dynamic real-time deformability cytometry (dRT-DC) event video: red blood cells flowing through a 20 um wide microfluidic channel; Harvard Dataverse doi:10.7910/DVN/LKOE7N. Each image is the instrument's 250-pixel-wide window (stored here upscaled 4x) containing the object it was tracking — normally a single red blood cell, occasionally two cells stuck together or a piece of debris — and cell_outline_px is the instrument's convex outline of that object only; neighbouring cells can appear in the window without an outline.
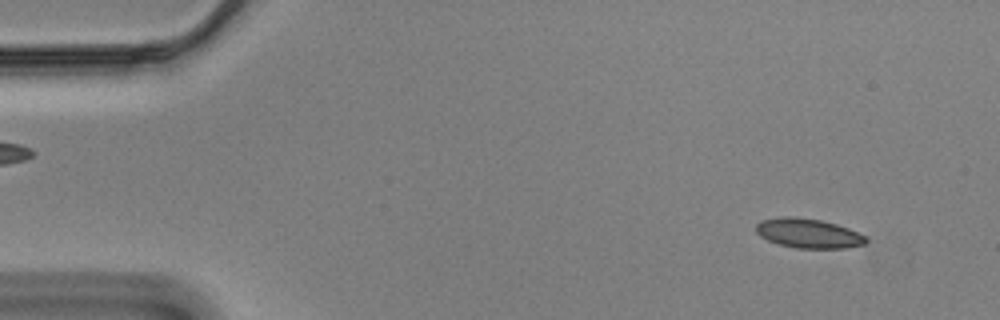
{"species": "Egyptian fruit bat (a non-hibernating species)", "species_latin": "Rousettus aegyptiacus", "temperature_condition": "cold", "stored_images_in_passage": 56, "camera_frame_rate_fps": 3000, "um_per_image_px": 0.085, "animal": {"sex": "male"}, "frame": {"image": 1, "passage_image": 4, "time_ms": 1.0, "image_size_px": [1000, 320], "cell_outline_px": [[868, 240], [864, 244], [844, 248], [796, 248], [780, 244], [768, 240], [760, 236], [756, 232], [756, 224], [760, 220], [784, 216], [796, 216], [820, 220], [836, 224], [848, 228], [864, 236]], "centroid_in_image_um": [68.67, 19.82], "position_along_channel_um": 16.3, "area_um2": 18.79}}
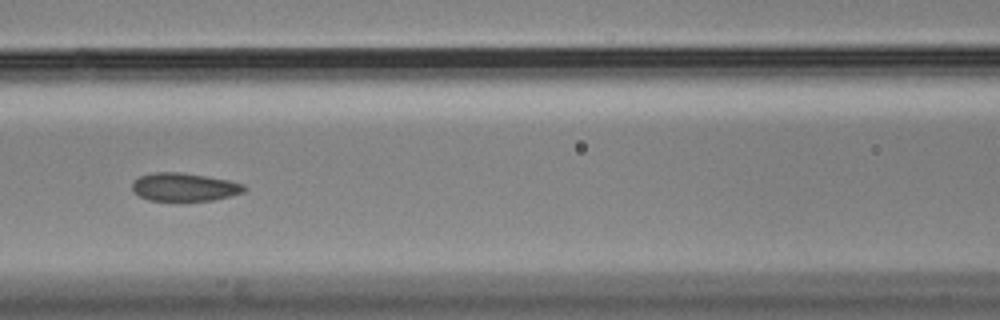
{"frame": {"image": 2, "passage_image": 24, "time_ms": 7.667, "image_size_px": [1000, 320], "cell_outline_px": [[248, 188], [244, 192], [212, 200], [180, 204], [148, 200], [140, 196], [132, 188], [132, 184], [140, 176], [156, 172], [180, 172], [228, 180], [244, 184]], "centroid_in_image_um": [15.67, 15.95], "position_along_channel_um": 150.9, "area_um2": 18.96}}
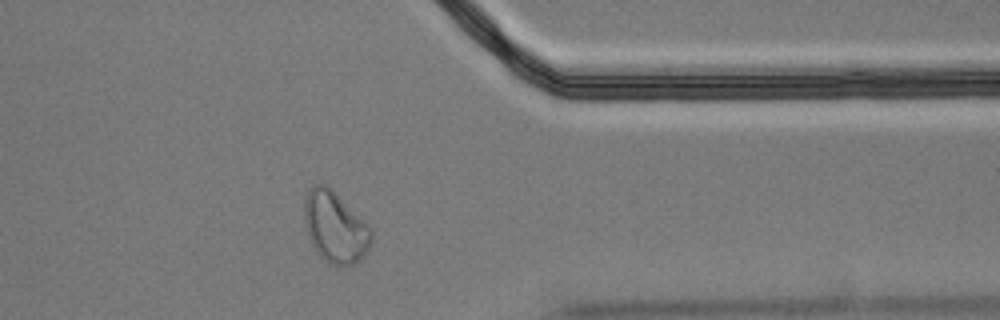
{"frame": {"image": 3, "passage_image": 45, "time_ms": 14.667, "image_size_px": [1000, 320], "cell_outline_px": [[372, 240], [364, 256], [352, 264], [332, 264], [324, 260], [316, 252], [308, 236], [304, 224], [304, 196], [308, 188], [316, 184], [324, 184], [332, 188], [372, 228]], "centroid_in_image_um": [28.46, 19.26], "position_along_channel_um": 382.9, "area_um2": 27.92}, "authors_computed_cell_mechanics": {"area_um2": 19.1029, "velocity_mm_per_s": 3.4668, "shape_relaxation_time_tau1_ms": null, "shape_relaxation_time_tau2_ms": 2.247, "deformation_change_tau1": null, "deformation_change_tau2": 0.0579}}